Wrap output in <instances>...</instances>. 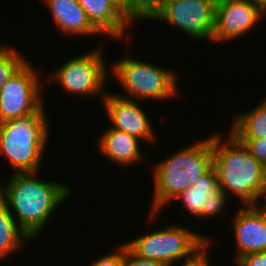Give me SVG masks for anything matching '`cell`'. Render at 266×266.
Returning <instances> with one entry per match:
<instances>
[{"instance_id":"1","label":"cell","mask_w":266,"mask_h":266,"mask_svg":"<svg viewBox=\"0 0 266 266\" xmlns=\"http://www.w3.org/2000/svg\"><path fill=\"white\" fill-rule=\"evenodd\" d=\"M38 174L11 173L6 184L0 183V200L31 240L40 235L56 208L72 194L71 185L40 180Z\"/></svg>"},{"instance_id":"2","label":"cell","mask_w":266,"mask_h":266,"mask_svg":"<svg viewBox=\"0 0 266 266\" xmlns=\"http://www.w3.org/2000/svg\"><path fill=\"white\" fill-rule=\"evenodd\" d=\"M227 133L224 139L218 131L211 134L213 168L220 189L227 196L234 194L243 206L259 205L258 200L266 196V168L233 134Z\"/></svg>"},{"instance_id":"3","label":"cell","mask_w":266,"mask_h":266,"mask_svg":"<svg viewBox=\"0 0 266 266\" xmlns=\"http://www.w3.org/2000/svg\"><path fill=\"white\" fill-rule=\"evenodd\" d=\"M209 136L152 165L155 186L149 214L151 218L155 219L165 205L213 167L211 135Z\"/></svg>"},{"instance_id":"4","label":"cell","mask_w":266,"mask_h":266,"mask_svg":"<svg viewBox=\"0 0 266 266\" xmlns=\"http://www.w3.org/2000/svg\"><path fill=\"white\" fill-rule=\"evenodd\" d=\"M47 117L43 104L35 113L0 123V157L12 174L39 171L50 133Z\"/></svg>"},{"instance_id":"5","label":"cell","mask_w":266,"mask_h":266,"mask_svg":"<svg viewBox=\"0 0 266 266\" xmlns=\"http://www.w3.org/2000/svg\"><path fill=\"white\" fill-rule=\"evenodd\" d=\"M211 238L184 228L181 225H168L124 243L136 256L174 266L195 262L211 245Z\"/></svg>"},{"instance_id":"6","label":"cell","mask_w":266,"mask_h":266,"mask_svg":"<svg viewBox=\"0 0 266 266\" xmlns=\"http://www.w3.org/2000/svg\"><path fill=\"white\" fill-rule=\"evenodd\" d=\"M110 77L115 78L126 93L119 95L136 101L165 100L178 96L175 71L147 61L126 57L113 62Z\"/></svg>"},{"instance_id":"7","label":"cell","mask_w":266,"mask_h":266,"mask_svg":"<svg viewBox=\"0 0 266 266\" xmlns=\"http://www.w3.org/2000/svg\"><path fill=\"white\" fill-rule=\"evenodd\" d=\"M103 54V46H100L91 52L68 59L52 72L51 77L49 76L50 82L62 86L68 95L87 98L102 95L101 98H104L110 68H107Z\"/></svg>"},{"instance_id":"8","label":"cell","mask_w":266,"mask_h":266,"mask_svg":"<svg viewBox=\"0 0 266 266\" xmlns=\"http://www.w3.org/2000/svg\"><path fill=\"white\" fill-rule=\"evenodd\" d=\"M217 0H169L149 18L176 26L193 40H211Z\"/></svg>"},{"instance_id":"9","label":"cell","mask_w":266,"mask_h":266,"mask_svg":"<svg viewBox=\"0 0 266 266\" xmlns=\"http://www.w3.org/2000/svg\"><path fill=\"white\" fill-rule=\"evenodd\" d=\"M37 69L28 60L0 89V123L35 113L43 104Z\"/></svg>"},{"instance_id":"10","label":"cell","mask_w":266,"mask_h":266,"mask_svg":"<svg viewBox=\"0 0 266 266\" xmlns=\"http://www.w3.org/2000/svg\"><path fill=\"white\" fill-rule=\"evenodd\" d=\"M265 17L266 9L254 0H217L212 42L243 37Z\"/></svg>"},{"instance_id":"11","label":"cell","mask_w":266,"mask_h":266,"mask_svg":"<svg viewBox=\"0 0 266 266\" xmlns=\"http://www.w3.org/2000/svg\"><path fill=\"white\" fill-rule=\"evenodd\" d=\"M106 92L103 103H105V111L111 122L110 127L135 136L147 144L155 143L156 131L140 103L136 100L123 98L119 94Z\"/></svg>"},{"instance_id":"12","label":"cell","mask_w":266,"mask_h":266,"mask_svg":"<svg viewBox=\"0 0 266 266\" xmlns=\"http://www.w3.org/2000/svg\"><path fill=\"white\" fill-rule=\"evenodd\" d=\"M220 189L219 179L212 167L205 175L197 178L195 184L188 187L174 199L182 202L188 214L196 218H209L220 214L226 208L229 197Z\"/></svg>"},{"instance_id":"13","label":"cell","mask_w":266,"mask_h":266,"mask_svg":"<svg viewBox=\"0 0 266 266\" xmlns=\"http://www.w3.org/2000/svg\"><path fill=\"white\" fill-rule=\"evenodd\" d=\"M232 219L238 251L234 262L243 255L266 251V207L263 204L240 206Z\"/></svg>"},{"instance_id":"14","label":"cell","mask_w":266,"mask_h":266,"mask_svg":"<svg viewBox=\"0 0 266 266\" xmlns=\"http://www.w3.org/2000/svg\"><path fill=\"white\" fill-rule=\"evenodd\" d=\"M92 26L101 36L121 40L133 17L116 0H77Z\"/></svg>"},{"instance_id":"15","label":"cell","mask_w":266,"mask_h":266,"mask_svg":"<svg viewBox=\"0 0 266 266\" xmlns=\"http://www.w3.org/2000/svg\"><path fill=\"white\" fill-rule=\"evenodd\" d=\"M97 139V149L100 154L106 156L112 163L124 167L142 160L141 140L135 136L109 126Z\"/></svg>"},{"instance_id":"16","label":"cell","mask_w":266,"mask_h":266,"mask_svg":"<svg viewBox=\"0 0 266 266\" xmlns=\"http://www.w3.org/2000/svg\"><path fill=\"white\" fill-rule=\"evenodd\" d=\"M55 25L69 36H95L100 33L89 22L86 12L77 0H43Z\"/></svg>"},{"instance_id":"17","label":"cell","mask_w":266,"mask_h":266,"mask_svg":"<svg viewBox=\"0 0 266 266\" xmlns=\"http://www.w3.org/2000/svg\"><path fill=\"white\" fill-rule=\"evenodd\" d=\"M230 130L238 140L266 139V98L253 109L236 114Z\"/></svg>"},{"instance_id":"18","label":"cell","mask_w":266,"mask_h":266,"mask_svg":"<svg viewBox=\"0 0 266 266\" xmlns=\"http://www.w3.org/2000/svg\"><path fill=\"white\" fill-rule=\"evenodd\" d=\"M29 240L31 241L6 205L0 200V260L21 251L20 248Z\"/></svg>"},{"instance_id":"19","label":"cell","mask_w":266,"mask_h":266,"mask_svg":"<svg viewBox=\"0 0 266 266\" xmlns=\"http://www.w3.org/2000/svg\"><path fill=\"white\" fill-rule=\"evenodd\" d=\"M0 47V89L10 77L27 61L25 55L11 46Z\"/></svg>"},{"instance_id":"20","label":"cell","mask_w":266,"mask_h":266,"mask_svg":"<svg viewBox=\"0 0 266 266\" xmlns=\"http://www.w3.org/2000/svg\"><path fill=\"white\" fill-rule=\"evenodd\" d=\"M123 244V245H122ZM118 245L116 252L108 253L100 256L99 259L93 261L91 266H123L124 261V243Z\"/></svg>"},{"instance_id":"21","label":"cell","mask_w":266,"mask_h":266,"mask_svg":"<svg viewBox=\"0 0 266 266\" xmlns=\"http://www.w3.org/2000/svg\"><path fill=\"white\" fill-rule=\"evenodd\" d=\"M250 151L265 168H266V139L258 140H239Z\"/></svg>"},{"instance_id":"22","label":"cell","mask_w":266,"mask_h":266,"mask_svg":"<svg viewBox=\"0 0 266 266\" xmlns=\"http://www.w3.org/2000/svg\"><path fill=\"white\" fill-rule=\"evenodd\" d=\"M123 266H163L161 263L143 259L136 256L125 244H124V261Z\"/></svg>"},{"instance_id":"23","label":"cell","mask_w":266,"mask_h":266,"mask_svg":"<svg viewBox=\"0 0 266 266\" xmlns=\"http://www.w3.org/2000/svg\"><path fill=\"white\" fill-rule=\"evenodd\" d=\"M169 0H139V20L147 19Z\"/></svg>"},{"instance_id":"24","label":"cell","mask_w":266,"mask_h":266,"mask_svg":"<svg viewBox=\"0 0 266 266\" xmlns=\"http://www.w3.org/2000/svg\"><path fill=\"white\" fill-rule=\"evenodd\" d=\"M234 263L237 266H266V251L243 255Z\"/></svg>"},{"instance_id":"25","label":"cell","mask_w":266,"mask_h":266,"mask_svg":"<svg viewBox=\"0 0 266 266\" xmlns=\"http://www.w3.org/2000/svg\"><path fill=\"white\" fill-rule=\"evenodd\" d=\"M132 17L139 20V0H116Z\"/></svg>"},{"instance_id":"26","label":"cell","mask_w":266,"mask_h":266,"mask_svg":"<svg viewBox=\"0 0 266 266\" xmlns=\"http://www.w3.org/2000/svg\"><path fill=\"white\" fill-rule=\"evenodd\" d=\"M209 250L208 252L206 251L201 257H199L195 262H192L190 264H186V265H180V266H210V262H209Z\"/></svg>"},{"instance_id":"27","label":"cell","mask_w":266,"mask_h":266,"mask_svg":"<svg viewBox=\"0 0 266 266\" xmlns=\"http://www.w3.org/2000/svg\"><path fill=\"white\" fill-rule=\"evenodd\" d=\"M266 9V0H254Z\"/></svg>"},{"instance_id":"28","label":"cell","mask_w":266,"mask_h":266,"mask_svg":"<svg viewBox=\"0 0 266 266\" xmlns=\"http://www.w3.org/2000/svg\"><path fill=\"white\" fill-rule=\"evenodd\" d=\"M262 204L266 207V196H265V201Z\"/></svg>"}]
</instances>
